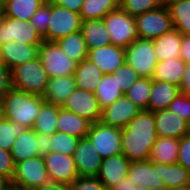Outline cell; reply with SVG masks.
Returning <instances> with one entry per match:
<instances>
[{"label": "cell", "mask_w": 190, "mask_h": 190, "mask_svg": "<svg viewBox=\"0 0 190 190\" xmlns=\"http://www.w3.org/2000/svg\"><path fill=\"white\" fill-rule=\"evenodd\" d=\"M156 139L154 113L148 110H141L122 129V154L130 161L149 160L152 146L156 142Z\"/></svg>", "instance_id": "6da1fadb"}, {"label": "cell", "mask_w": 190, "mask_h": 190, "mask_svg": "<svg viewBox=\"0 0 190 190\" xmlns=\"http://www.w3.org/2000/svg\"><path fill=\"white\" fill-rule=\"evenodd\" d=\"M42 96L11 88L0 103L1 117L28 128L35 125L41 105Z\"/></svg>", "instance_id": "7a4b0ae2"}, {"label": "cell", "mask_w": 190, "mask_h": 190, "mask_svg": "<svg viewBox=\"0 0 190 190\" xmlns=\"http://www.w3.org/2000/svg\"><path fill=\"white\" fill-rule=\"evenodd\" d=\"M11 76L13 88L42 97L50 81L39 57L14 67Z\"/></svg>", "instance_id": "3957f363"}, {"label": "cell", "mask_w": 190, "mask_h": 190, "mask_svg": "<svg viewBox=\"0 0 190 190\" xmlns=\"http://www.w3.org/2000/svg\"><path fill=\"white\" fill-rule=\"evenodd\" d=\"M50 182L43 156H36L15 163L11 187L34 190Z\"/></svg>", "instance_id": "277c9868"}, {"label": "cell", "mask_w": 190, "mask_h": 190, "mask_svg": "<svg viewBox=\"0 0 190 190\" xmlns=\"http://www.w3.org/2000/svg\"><path fill=\"white\" fill-rule=\"evenodd\" d=\"M103 19L110 35L111 44L126 49L139 38L135 17L123 11L120 7L108 13Z\"/></svg>", "instance_id": "5b68a950"}, {"label": "cell", "mask_w": 190, "mask_h": 190, "mask_svg": "<svg viewBox=\"0 0 190 190\" xmlns=\"http://www.w3.org/2000/svg\"><path fill=\"white\" fill-rule=\"evenodd\" d=\"M38 57L50 78L74 75L78 63L63 52L56 42L43 40Z\"/></svg>", "instance_id": "8992f818"}, {"label": "cell", "mask_w": 190, "mask_h": 190, "mask_svg": "<svg viewBox=\"0 0 190 190\" xmlns=\"http://www.w3.org/2000/svg\"><path fill=\"white\" fill-rule=\"evenodd\" d=\"M135 22L141 39L153 40L174 28L166 5L135 16Z\"/></svg>", "instance_id": "52a82bcc"}, {"label": "cell", "mask_w": 190, "mask_h": 190, "mask_svg": "<svg viewBox=\"0 0 190 190\" xmlns=\"http://www.w3.org/2000/svg\"><path fill=\"white\" fill-rule=\"evenodd\" d=\"M126 63L140 77L152 78L158 61L154 51L153 40L141 39L133 41L126 49Z\"/></svg>", "instance_id": "ba28073f"}, {"label": "cell", "mask_w": 190, "mask_h": 190, "mask_svg": "<svg viewBox=\"0 0 190 190\" xmlns=\"http://www.w3.org/2000/svg\"><path fill=\"white\" fill-rule=\"evenodd\" d=\"M81 15L61 7L51 0V16L49 19L45 41L55 42L71 33L81 30Z\"/></svg>", "instance_id": "9c48e42d"}, {"label": "cell", "mask_w": 190, "mask_h": 190, "mask_svg": "<svg viewBox=\"0 0 190 190\" xmlns=\"http://www.w3.org/2000/svg\"><path fill=\"white\" fill-rule=\"evenodd\" d=\"M11 41L26 45H41L43 38L30 21L3 16L0 20V45Z\"/></svg>", "instance_id": "30bf717a"}, {"label": "cell", "mask_w": 190, "mask_h": 190, "mask_svg": "<svg viewBox=\"0 0 190 190\" xmlns=\"http://www.w3.org/2000/svg\"><path fill=\"white\" fill-rule=\"evenodd\" d=\"M121 133L122 129L120 128L95 122L91 123L87 137L104 159L122 153Z\"/></svg>", "instance_id": "8fae6325"}, {"label": "cell", "mask_w": 190, "mask_h": 190, "mask_svg": "<svg viewBox=\"0 0 190 190\" xmlns=\"http://www.w3.org/2000/svg\"><path fill=\"white\" fill-rule=\"evenodd\" d=\"M61 107L91 123L100 122L102 110L95 93L76 88Z\"/></svg>", "instance_id": "7c38bea8"}, {"label": "cell", "mask_w": 190, "mask_h": 190, "mask_svg": "<svg viewBox=\"0 0 190 190\" xmlns=\"http://www.w3.org/2000/svg\"><path fill=\"white\" fill-rule=\"evenodd\" d=\"M141 110L139 106L123 94L101 111L100 122L108 126L124 129Z\"/></svg>", "instance_id": "4fadbf2b"}, {"label": "cell", "mask_w": 190, "mask_h": 190, "mask_svg": "<svg viewBox=\"0 0 190 190\" xmlns=\"http://www.w3.org/2000/svg\"><path fill=\"white\" fill-rule=\"evenodd\" d=\"M44 160L51 182L70 185L79 177L72 156L51 151L44 156Z\"/></svg>", "instance_id": "5bb4252c"}, {"label": "cell", "mask_w": 190, "mask_h": 190, "mask_svg": "<svg viewBox=\"0 0 190 190\" xmlns=\"http://www.w3.org/2000/svg\"><path fill=\"white\" fill-rule=\"evenodd\" d=\"M79 176H97L102 158L88 137L80 138L73 154Z\"/></svg>", "instance_id": "9a60e30c"}, {"label": "cell", "mask_w": 190, "mask_h": 190, "mask_svg": "<svg viewBox=\"0 0 190 190\" xmlns=\"http://www.w3.org/2000/svg\"><path fill=\"white\" fill-rule=\"evenodd\" d=\"M157 137H170L181 139L190 134L187 121L169 109L154 112Z\"/></svg>", "instance_id": "2e32d148"}, {"label": "cell", "mask_w": 190, "mask_h": 190, "mask_svg": "<svg viewBox=\"0 0 190 190\" xmlns=\"http://www.w3.org/2000/svg\"><path fill=\"white\" fill-rule=\"evenodd\" d=\"M87 59L95 63L103 74H112L126 62L125 48L109 44L89 50Z\"/></svg>", "instance_id": "e0dca14e"}, {"label": "cell", "mask_w": 190, "mask_h": 190, "mask_svg": "<svg viewBox=\"0 0 190 190\" xmlns=\"http://www.w3.org/2000/svg\"><path fill=\"white\" fill-rule=\"evenodd\" d=\"M131 161L122 153L102 159L100 170L96 176L106 190L127 177Z\"/></svg>", "instance_id": "ac0fdd59"}, {"label": "cell", "mask_w": 190, "mask_h": 190, "mask_svg": "<svg viewBox=\"0 0 190 190\" xmlns=\"http://www.w3.org/2000/svg\"><path fill=\"white\" fill-rule=\"evenodd\" d=\"M127 177L139 187L162 188L165 187L159 179V163L145 161H131Z\"/></svg>", "instance_id": "d6986e66"}, {"label": "cell", "mask_w": 190, "mask_h": 190, "mask_svg": "<svg viewBox=\"0 0 190 190\" xmlns=\"http://www.w3.org/2000/svg\"><path fill=\"white\" fill-rule=\"evenodd\" d=\"M40 45H26L11 41L0 45L1 60L11 70L27 61L38 57Z\"/></svg>", "instance_id": "ffe728a7"}, {"label": "cell", "mask_w": 190, "mask_h": 190, "mask_svg": "<svg viewBox=\"0 0 190 190\" xmlns=\"http://www.w3.org/2000/svg\"><path fill=\"white\" fill-rule=\"evenodd\" d=\"M76 89L74 75L50 78L43 98L47 103L62 106Z\"/></svg>", "instance_id": "44dd1931"}, {"label": "cell", "mask_w": 190, "mask_h": 190, "mask_svg": "<svg viewBox=\"0 0 190 190\" xmlns=\"http://www.w3.org/2000/svg\"><path fill=\"white\" fill-rule=\"evenodd\" d=\"M179 92L180 88L176 85L153 80L148 102V111L154 113L159 110L168 109Z\"/></svg>", "instance_id": "7402d4cb"}, {"label": "cell", "mask_w": 190, "mask_h": 190, "mask_svg": "<svg viewBox=\"0 0 190 190\" xmlns=\"http://www.w3.org/2000/svg\"><path fill=\"white\" fill-rule=\"evenodd\" d=\"M81 32L88 51L111 44L110 35L103 18L82 21Z\"/></svg>", "instance_id": "603a6c76"}, {"label": "cell", "mask_w": 190, "mask_h": 190, "mask_svg": "<svg viewBox=\"0 0 190 190\" xmlns=\"http://www.w3.org/2000/svg\"><path fill=\"white\" fill-rule=\"evenodd\" d=\"M187 64L180 58L159 61L155 66L152 79L168 82L180 88Z\"/></svg>", "instance_id": "cb8c5ba5"}, {"label": "cell", "mask_w": 190, "mask_h": 190, "mask_svg": "<svg viewBox=\"0 0 190 190\" xmlns=\"http://www.w3.org/2000/svg\"><path fill=\"white\" fill-rule=\"evenodd\" d=\"M91 126V122L79 115L63 109H59L57 116V129L72 137H87Z\"/></svg>", "instance_id": "d4e9b609"}, {"label": "cell", "mask_w": 190, "mask_h": 190, "mask_svg": "<svg viewBox=\"0 0 190 190\" xmlns=\"http://www.w3.org/2000/svg\"><path fill=\"white\" fill-rule=\"evenodd\" d=\"M182 34L175 28L153 39L157 61L180 57Z\"/></svg>", "instance_id": "484cf974"}, {"label": "cell", "mask_w": 190, "mask_h": 190, "mask_svg": "<svg viewBox=\"0 0 190 190\" xmlns=\"http://www.w3.org/2000/svg\"><path fill=\"white\" fill-rule=\"evenodd\" d=\"M102 76L99 67L86 58L77 65L74 72L76 88L95 93Z\"/></svg>", "instance_id": "4316f807"}, {"label": "cell", "mask_w": 190, "mask_h": 190, "mask_svg": "<svg viewBox=\"0 0 190 190\" xmlns=\"http://www.w3.org/2000/svg\"><path fill=\"white\" fill-rule=\"evenodd\" d=\"M179 139L157 137L152 146L149 160L159 164H175L178 160Z\"/></svg>", "instance_id": "83f0119b"}, {"label": "cell", "mask_w": 190, "mask_h": 190, "mask_svg": "<svg viewBox=\"0 0 190 190\" xmlns=\"http://www.w3.org/2000/svg\"><path fill=\"white\" fill-rule=\"evenodd\" d=\"M36 142V132L32 128L17 136L10 150L14 162L39 156Z\"/></svg>", "instance_id": "f1b7e54d"}, {"label": "cell", "mask_w": 190, "mask_h": 190, "mask_svg": "<svg viewBox=\"0 0 190 190\" xmlns=\"http://www.w3.org/2000/svg\"><path fill=\"white\" fill-rule=\"evenodd\" d=\"M47 0H4L3 10L4 15L22 21H30L34 13Z\"/></svg>", "instance_id": "f546056e"}, {"label": "cell", "mask_w": 190, "mask_h": 190, "mask_svg": "<svg viewBox=\"0 0 190 190\" xmlns=\"http://www.w3.org/2000/svg\"><path fill=\"white\" fill-rule=\"evenodd\" d=\"M95 95L101 110L110 106L123 95L118 87L116 72L112 74H103L101 82L96 88Z\"/></svg>", "instance_id": "4dcf8cb0"}, {"label": "cell", "mask_w": 190, "mask_h": 190, "mask_svg": "<svg viewBox=\"0 0 190 190\" xmlns=\"http://www.w3.org/2000/svg\"><path fill=\"white\" fill-rule=\"evenodd\" d=\"M55 42L63 52L78 64L88 56V50L81 30L71 33Z\"/></svg>", "instance_id": "1f68e13d"}, {"label": "cell", "mask_w": 190, "mask_h": 190, "mask_svg": "<svg viewBox=\"0 0 190 190\" xmlns=\"http://www.w3.org/2000/svg\"><path fill=\"white\" fill-rule=\"evenodd\" d=\"M61 106L47 103L41 105L33 130L36 133H42L52 136L58 131L57 116Z\"/></svg>", "instance_id": "d6a6232c"}, {"label": "cell", "mask_w": 190, "mask_h": 190, "mask_svg": "<svg viewBox=\"0 0 190 190\" xmlns=\"http://www.w3.org/2000/svg\"><path fill=\"white\" fill-rule=\"evenodd\" d=\"M166 6L174 28L182 35H190V0H174Z\"/></svg>", "instance_id": "836d02e7"}, {"label": "cell", "mask_w": 190, "mask_h": 190, "mask_svg": "<svg viewBox=\"0 0 190 190\" xmlns=\"http://www.w3.org/2000/svg\"><path fill=\"white\" fill-rule=\"evenodd\" d=\"M158 178L163 181L167 189L190 184V172L178 163L159 164Z\"/></svg>", "instance_id": "e575fe53"}, {"label": "cell", "mask_w": 190, "mask_h": 190, "mask_svg": "<svg viewBox=\"0 0 190 190\" xmlns=\"http://www.w3.org/2000/svg\"><path fill=\"white\" fill-rule=\"evenodd\" d=\"M120 7V0H84L81 8L82 21L102 19Z\"/></svg>", "instance_id": "d590c367"}, {"label": "cell", "mask_w": 190, "mask_h": 190, "mask_svg": "<svg viewBox=\"0 0 190 190\" xmlns=\"http://www.w3.org/2000/svg\"><path fill=\"white\" fill-rule=\"evenodd\" d=\"M152 82V78L139 77V79L127 90L125 96L142 110H148Z\"/></svg>", "instance_id": "8d00e7d4"}, {"label": "cell", "mask_w": 190, "mask_h": 190, "mask_svg": "<svg viewBox=\"0 0 190 190\" xmlns=\"http://www.w3.org/2000/svg\"><path fill=\"white\" fill-rule=\"evenodd\" d=\"M29 128L0 116V148L10 151L16 137Z\"/></svg>", "instance_id": "74e56055"}, {"label": "cell", "mask_w": 190, "mask_h": 190, "mask_svg": "<svg viewBox=\"0 0 190 190\" xmlns=\"http://www.w3.org/2000/svg\"><path fill=\"white\" fill-rule=\"evenodd\" d=\"M79 138L57 131L51 136V151L73 156Z\"/></svg>", "instance_id": "f35d334b"}, {"label": "cell", "mask_w": 190, "mask_h": 190, "mask_svg": "<svg viewBox=\"0 0 190 190\" xmlns=\"http://www.w3.org/2000/svg\"><path fill=\"white\" fill-rule=\"evenodd\" d=\"M161 5V0H120V8L134 17L154 10Z\"/></svg>", "instance_id": "ab89813d"}, {"label": "cell", "mask_w": 190, "mask_h": 190, "mask_svg": "<svg viewBox=\"0 0 190 190\" xmlns=\"http://www.w3.org/2000/svg\"><path fill=\"white\" fill-rule=\"evenodd\" d=\"M50 16H51V0H47L34 13V15L30 19L31 25L42 36V38H44L47 34V27Z\"/></svg>", "instance_id": "60d3db41"}, {"label": "cell", "mask_w": 190, "mask_h": 190, "mask_svg": "<svg viewBox=\"0 0 190 190\" xmlns=\"http://www.w3.org/2000/svg\"><path fill=\"white\" fill-rule=\"evenodd\" d=\"M115 72L117 73L118 87L123 94H125L130 86L134 84L140 77L138 73L126 62Z\"/></svg>", "instance_id": "b9f144b4"}, {"label": "cell", "mask_w": 190, "mask_h": 190, "mask_svg": "<svg viewBox=\"0 0 190 190\" xmlns=\"http://www.w3.org/2000/svg\"><path fill=\"white\" fill-rule=\"evenodd\" d=\"M168 109L190 124V95L179 92Z\"/></svg>", "instance_id": "7bdbcfd3"}, {"label": "cell", "mask_w": 190, "mask_h": 190, "mask_svg": "<svg viewBox=\"0 0 190 190\" xmlns=\"http://www.w3.org/2000/svg\"><path fill=\"white\" fill-rule=\"evenodd\" d=\"M70 190H106L96 176H79L72 184Z\"/></svg>", "instance_id": "ee69618b"}, {"label": "cell", "mask_w": 190, "mask_h": 190, "mask_svg": "<svg viewBox=\"0 0 190 190\" xmlns=\"http://www.w3.org/2000/svg\"><path fill=\"white\" fill-rule=\"evenodd\" d=\"M15 162L10 151L0 148V175L12 181Z\"/></svg>", "instance_id": "f6af8a7d"}, {"label": "cell", "mask_w": 190, "mask_h": 190, "mask_svg": "<svg viewBox=\"0 0 190 190\" xmlns=\"http://www.w3.org/2000/svg\"><path fill=\"white\" fill-rule=\"evenodd\" d=\"M177 163L190 172V134L179 139Z\"/></svg>", "instance_id": "bcb514c9"}, {"label": "cell", "mask_w": 190, "mask_h": 190, "mask_svg": "<svg viewBox=\"0 0 190 190\" xmlns=\"http://www.w3.org/2000/svg\"><path fill=\"white\" fill-rule=\"evenodd\" d=\"M12 88V76L11 69L7 67L4 63H0V103L3 97Z\"/></svg>", "instance_id": "7dc6e473"}, {"label": "cell", "mask_w": 190, "mask_h": 190, "mask_svg": "<svg viewBox=\"0 0 190 190\" xmlns=\"http://www.w3.org/2000/svg\"><path fill=\"white\" fill-rule=\"evenodd\" d=\"M36 143L39 156H45L51 152V136L42 133H36Z\"/></svg>", "instance_id": "c3c4849f"}, {"label": "cell", "mask_w": 190, "mask_h": 190, "mask_svg": "<svg viewBox=\"0 0 190 190\" xmlns=\"http://www.w3.org/2000/svg\"><path fill=\"white\" fill-rule=\"evenodd\" d=\"M57 5L80 14L84 0H52Z\"/></svg>", "instance_id": "681fc988"}, {"label": "cell", "mask_w": 190, "mask_h": 190, "mask_svg": "<svg viewBox=\"0 0 190 190\" xmlns=\"http://www.w3.org/2000/svg\"><path fill=\"white\" fill-rule=\"evenodd\" d=\"M180 58L186 64H190V35H182Z\"/></svg>", "instance_id": "f907efd6"}, {"label": "cell", "mask_w": 190, "mask_h": 190, "mask_svg": "<svg viewBox=\"0 0 190 190\" xmlns=\"http://www.w3.org/2000/svg\"><path fill=\"white\" fill-rule=\"evenodd\" d=\"M34 190H70V185L62 182H48Z\"/></svg>", "instance_id": "816d5d0a"}, {"label": "cell", "mask_w": 190, "mask_h": 190, "mask_svg": "<svg viewBox=\"0 0 190 190\" xmlns=\"http://www.w3.org/2000/svg\"><path fill=\"white\" fill-rule=\"evenodd\" d=\"M180 92L190 95V64H187L185 74L180 86Z\"/></svg>", "instance_id": "f5cc1de1"}, {"label": "cell", "mask_w": 190, "mask_h": 190, "mask_svg": "<svg viewBox=\"0 0 190 190\" xmlns=\"http://www.w3.org/2000/svg\"><path fill=\"white\" fill-rule=\"evenodd\" d=\"M135 187V184L128 177H125L109 190H135Z\"/></svg>", "instance_id": "db71d44e"}, {"label": "cell", "mask_w": 190, "mask_h": 190, "mask_svg": "<svg viewBox=\"0 0 190 190\" xmlns=\"http://www.w3.org/2000/svg\"><path fill=\"white\" fill-rule=\"evenodd\" d=\"M11 182L0 175V190H11Z\"/></svg>", "instance_id": "11a10c76"}, {"label": "cell", "mask_w": 190, "mask_h": 190, "mask_svg": "<svg viewBox=\"0 0 190 190\" xmlns=\"http://www.w3.org/2000/svg\"><path fill=\"white\" fill-rule=\"evenodd\" d=\"M135 190H169L167 189L166 187H162V188H149V187H139V186H136L135 187Z\"/></svg>", "instance_id": "9f6ffc18"}, {"label": "cell", "mask_w": 190, "mask_h": 190, "mask_svg": "<svg viewBox=\"0 0 190 190\" xmlns=\"http://www.w3.org/2000/svg\"><path fill=\"white\" fill-rule=\"evenodd\" d=\"M169 190H190V184L178 186Z\"/></svg>", "instance_id": "6f0895ef"}, {"label": "cell", "mask_w": 190, "mask_h": 190, "mask_svg": "<svg viewBox=\"0 0 190 190\" xmlns=\"http://www.w3.org/2000/svg\"><path fill=\"white\" fill-rule=\"evenodd\" d=\"M4 10H3V1L0 0V20L3 18Z\"/></svg>", "instance_id": "680465c9"}, {"label": "cell", "mask_w": 190, "mask_h": 190, "mask_svg": "<svg viewBox=\"0 0 190 190\" xmlns=\"http://www.w3.org/2000/svg\"><path fill=\"white\" fill-rule=\"evenodd\" d=\"M171 1H174V0H161L162 5H167V4L170 3Z\"/></svg>", "instance_id": "91938a15"}]
</instances>
